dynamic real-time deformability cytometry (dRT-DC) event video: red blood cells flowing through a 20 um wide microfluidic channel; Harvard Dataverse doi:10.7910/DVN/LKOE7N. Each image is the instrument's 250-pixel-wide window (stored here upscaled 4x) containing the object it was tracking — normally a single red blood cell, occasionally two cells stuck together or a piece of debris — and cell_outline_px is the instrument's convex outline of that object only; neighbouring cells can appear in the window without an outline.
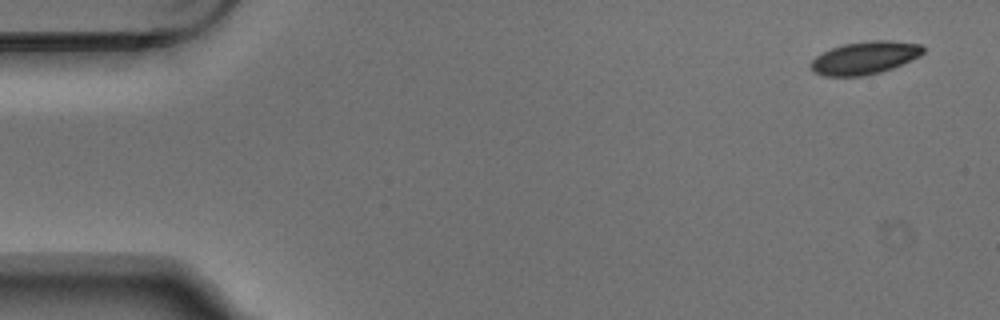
{"species": "Egyptian fruit bat (a non-hibernating species)", "species_latin": "Rousettus aegyptiacus", "temperature_condition": "warm", "stored_images_in_passage": 5, "camera_frame_rate_fps": 3000, "um_per_image_px": 0.085, "animal": {"sex": "male"}, "frame": {"image": 1, "passage_image": 1, "time_ms": 0.0, "image_size_px": [1000, 320], "cell_outline_px": [[924, 52], [920, 56], [892, 68], [880, 72], [860, 76], [824, 76], [816, 72], [808, 64], [816, 56], [832, 48], [844, 44], [872, 40], [892, 40], [920, 44], [924, 48]], "centroid_in_image_um": [73.52, 4.91], "position_along_channel_um": 11.5, "area_um2": 21.27}}